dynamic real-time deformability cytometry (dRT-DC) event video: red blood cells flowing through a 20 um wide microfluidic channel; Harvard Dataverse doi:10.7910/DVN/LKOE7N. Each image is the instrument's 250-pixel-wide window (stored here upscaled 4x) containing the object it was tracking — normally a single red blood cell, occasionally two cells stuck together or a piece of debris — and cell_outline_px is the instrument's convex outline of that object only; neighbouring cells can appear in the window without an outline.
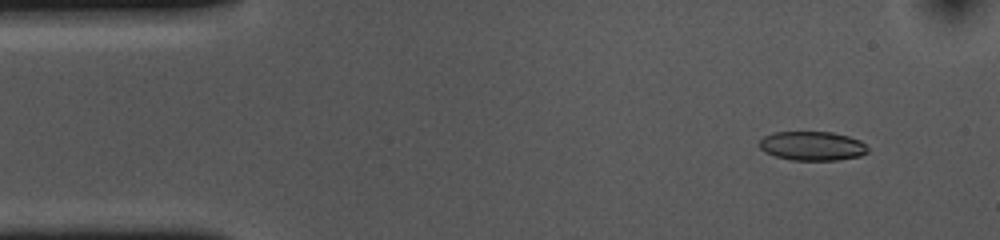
{"species": "common noctule bat (a hibernating species)", "species_latin": "Nyctalus noctula", "temperature_condition": "cold", "stored_images_in_passage": 15, "camera_frame_rate_fps": 3000, "um_per_image_px": 0.085, "animal": {"sex": "female", "body_mass_g": 10.0, "forearm_length_mm": 53.1}, "frame": {"image": 1, "passage_image": 5, "time_ms": 1.333, "image_size_px": [1000, 240], "cell_outline_px": [[868, 152], [860, 156], [836, 160], [792, 160], [776, 156], [764, 152], [760, 148], [760, 140], [764, 136], [772, 132], [832, 132], [848, 136], [860, 140], [868, 148]], "centroid_in_image_um": [69.04, 12.4], "position_along_channel_um": 16.0, "area_um2": 18.38}}